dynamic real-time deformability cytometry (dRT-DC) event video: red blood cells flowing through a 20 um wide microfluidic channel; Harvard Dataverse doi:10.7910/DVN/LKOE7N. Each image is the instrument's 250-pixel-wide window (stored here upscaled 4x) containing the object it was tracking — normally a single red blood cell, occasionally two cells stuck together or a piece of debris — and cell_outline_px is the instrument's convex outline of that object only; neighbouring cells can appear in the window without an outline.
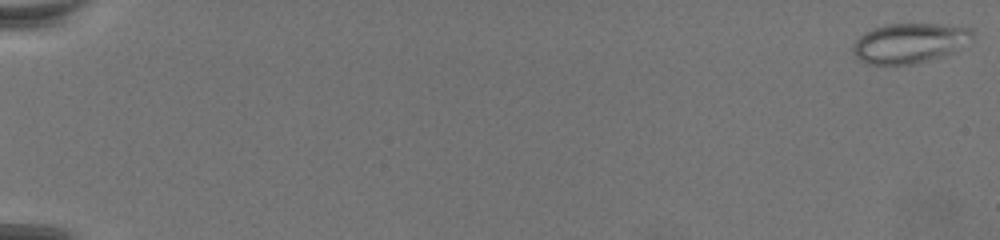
{"species": "common noctule bat (a hibernating species)", "species_latin": "Nyctalus noctula", "temperature_condition": "warm", "stored_images_in_passage": 72, "camera_frame_rate_fps": 3000, "um_per_image_px": 0.085, "animal": {"sex": "female", "body_mass_g": 19.5, "forearm_length_mm": 54.1}, "frame": {"image": 1, "passage_image": 1, "time_ms": 0.0, "image_size_px": [1000, 240], "cell_outline_px": [[976, 36], [956, 52], [944, 56], [912, 64], [868, 64], [860, 60], [852, 52], [852, 44], [864, 32], [872, 28], [888, 24], [940, 24], [976, 28]], "centroid_in_image_um": [77.38, 3.65], "position_along_channel_um": 7.6, "area_um2": 28.26}}
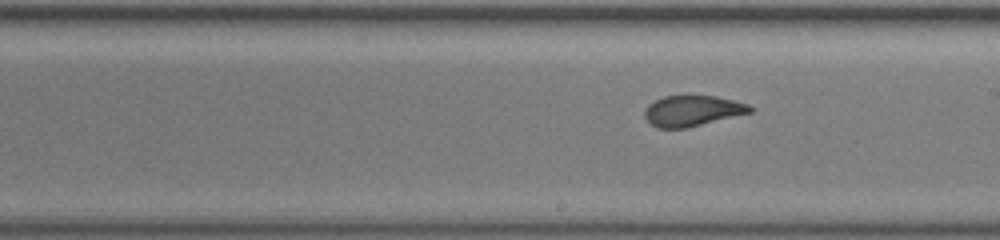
{"frame": {"image": 2, "passage_image": 44, "time_ms": 14.333, "image_size_px": [1000, 240], "cell_outline_px": [[756, 108], [752, 112], [684, 128], [656, 128], [644, 116], [644, 112], [648, 104], [664, 96], [716, 96], [748, 104]], "centroid_in_image_um": [58.86, 9.41], "position_along_channel_um": 230.1, "area_um2": 18.61}}
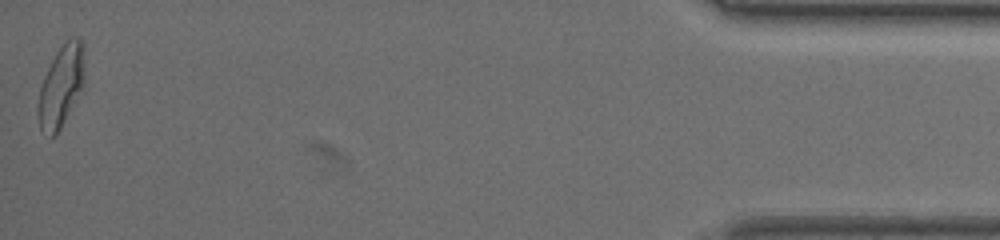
{"frame": {"image": 3, "passage_image": 72, "time_ms": 23.667, "image_size_px": [1000, 240], "cell_outline_px": [[84, 84], [56, 136], [52, 136], [40, 128], [36, 116], [36, 108], [40, 88], [44, 76], [56, 52], [72, 36], [76, 36], [84, 44]], "centroid_in_image_um": [5.18, 7.32], "position_along_channel_um": 430.0, "area_um2": 21.96}}